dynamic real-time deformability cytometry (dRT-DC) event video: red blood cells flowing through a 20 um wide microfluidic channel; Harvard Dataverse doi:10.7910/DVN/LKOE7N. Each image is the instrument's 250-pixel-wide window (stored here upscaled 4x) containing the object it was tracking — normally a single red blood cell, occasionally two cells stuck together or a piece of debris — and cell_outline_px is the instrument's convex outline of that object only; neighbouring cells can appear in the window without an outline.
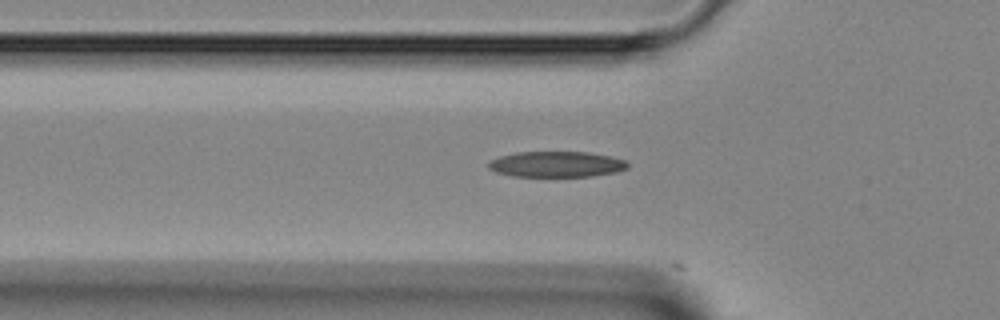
{"species": "Egyptian fruit bat (a non-hibernating species)", "species_latin": "Rousettus aegyptiacus", "temperature_condition": "room temperature", "stored_images_in_passage": 34, "camera_frame_rate_fps": 3000, "um_per_image_px": 0.085, "animal": {"sex": "female"}, "frame": {"image": 1, "passage_image": 3, "time_ms": 0.667, "image_size_px": [1000, 320], "cell_outline_px": [[628, 168], [616, 172], [592, 176], [512, 176], [496, 172], [488, 168], [488, 164], [492, 160], [500, 156], [516, 152], [588, 152], [608, 156], [624, 160], [628, 164]], "centroid_in_image_um": [47.29, 13.96], "position_along_channel_um": 78.5, "area_um2": 20.69}}
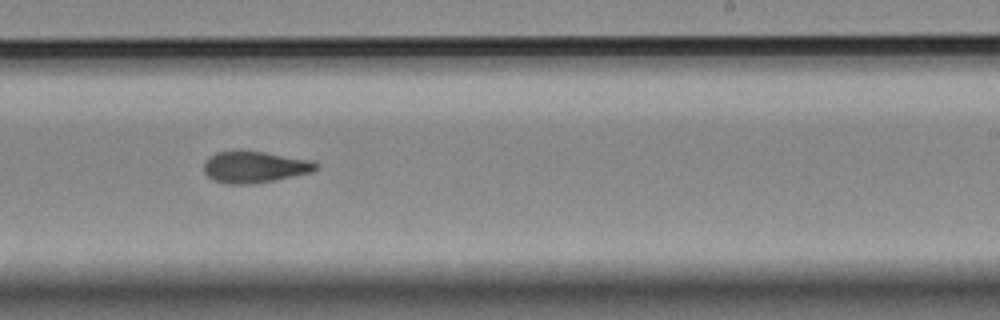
{"frame": {"image": 2, "passage_image": 16, "time_ms": 5.0, "image_size_px": [1000, 320], "cell_outline_px": [[320, 168], [312, 172], [276, 180], [252, 184], [228, 184], [212, 180], [204, 172], [204, 160], [208, 156], [216, 152], [264, 152], [316, 160], [320, 164]], "centroid_in_image_um": [21.7, 14.21], "position_along_channel_um": 267.3, "area_um2": 20.81}}
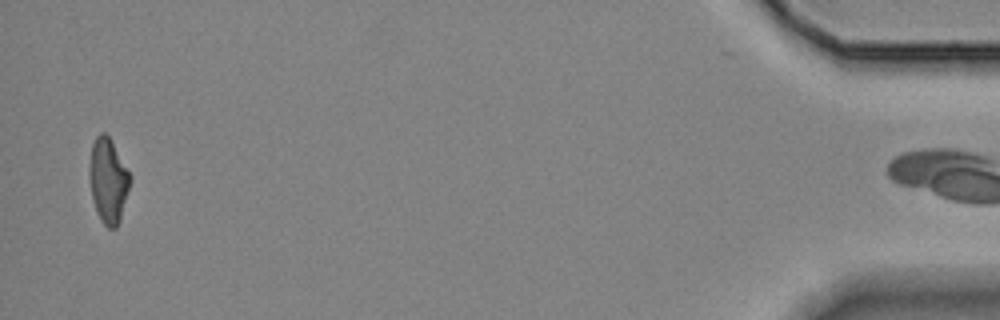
{"frame": {"image": 3, "passage_image": 33, "time_ms": 10.667, "image_size_px": [1000, 320], "cell_outline_px": [[132, 180], [120, 220], [116, 228], [108, 228], [100, 220], [96, 212], [92, 196], [88, 176], [88, 172], [92, 144], [96, 136], [100, 132], [104, 132], [108, 136], [132, 176]], "centroid_in_image_um": [9.19, 15.36], "position_along_channel_um": 426.0, "area_um2": 20.23}}